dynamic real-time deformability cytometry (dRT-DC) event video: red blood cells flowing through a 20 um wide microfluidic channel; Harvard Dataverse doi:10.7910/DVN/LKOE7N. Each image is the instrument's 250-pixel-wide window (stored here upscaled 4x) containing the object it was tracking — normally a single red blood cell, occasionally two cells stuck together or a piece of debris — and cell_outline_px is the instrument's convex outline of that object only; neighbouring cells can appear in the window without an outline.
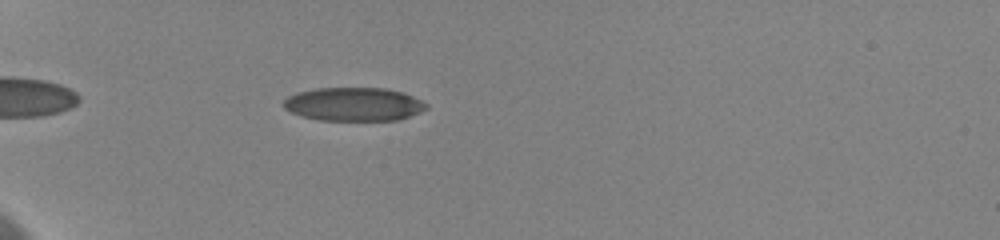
{"species": "human", "species_latin": "Homo sapiens", "temperature_condition": "cold", "stored_images_in_passage": 43, "segment_of_instrument_passage": [2, 2], "camera_frame_rate_fps": 3000, "um_per_image_px": 0.085, "donor": {"sex": "female"}, "frame": {"image": 1, "passage_image": 8, "time_ms": 5.667, "image_size_px": [1000, 240], "cell_outline_px": [[428, 108], [420, 112], [396, 120], [320, 120], [300, 116], [284, 108], [284, 100], [288, 96], [296, 92], [316, 88], [388, 88], [412, 96], [428, 104]], "centroid_in_image_um": [30.05, 8.85], "position_along_channel_um": 55.0, "area_um2": 27.8}}
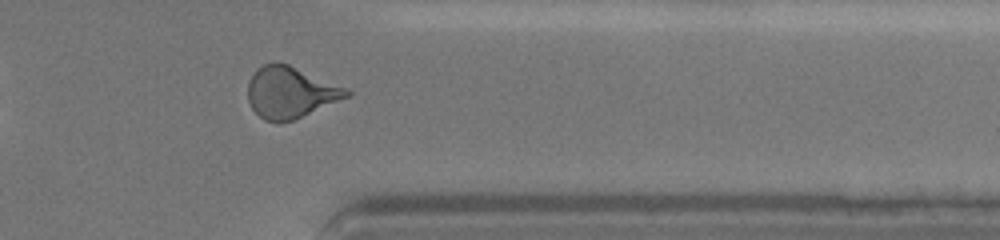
{"frame": {"image": 2, "passage_image": 36, "time_ms": 15.667, "image_size_px": [1000, 240], "cell_outline_px": [[352, 96], [292, 120], [280, 124], [264, 120], [252, 108], [248, 100], [248, 80], [264, 64], [272, 60], [288, 64], [348, 88], [352, 92]], "centroid_in_image_um": [24.71, 7.85], "position_along_channel_um": 386.7, "area_um2": 29.77}}
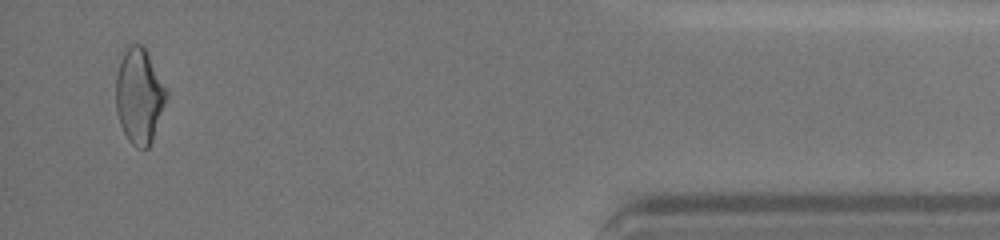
{"frame": {"image": 3, "passage_image": 43, "time_ms": 18.0, "image_size_px": [1000, 240], "cell_outline_px": [[168, 92], [152, 140], [148, 148], [136, 148], [128, 140], [120, 124], [116, 108], [116, 76], [124, 52], [128, 44], [140, 44], [148, 52], [168, 88]], "centroid_in_image_um": [11.84, 8.13], "position_along_channel_um": 423.4, "area_um2": 27.92}}